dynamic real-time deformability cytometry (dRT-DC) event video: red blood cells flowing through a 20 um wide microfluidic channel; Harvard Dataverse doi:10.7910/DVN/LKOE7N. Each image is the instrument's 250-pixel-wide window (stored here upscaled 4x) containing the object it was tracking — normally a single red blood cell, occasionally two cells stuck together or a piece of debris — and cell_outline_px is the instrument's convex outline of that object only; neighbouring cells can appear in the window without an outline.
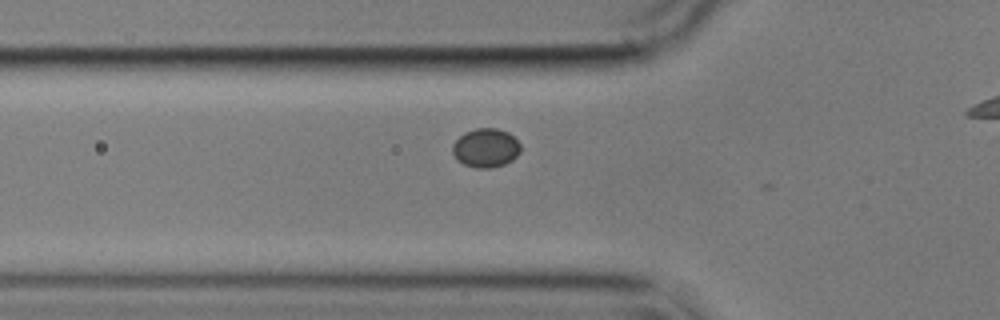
{"species": "common noctule bat (a hibernating species)", "species_latin": "Nyctalus noctula", "temperature_condition": "cold", "stored_images_in_passage": 18, "camera_frame_rate_fps": 3000, "um_per_image_px": 0.085, "animal": {"sex": "male", "body_mass_g": 17.9}, "frame": {"image": 1, "passage_image": 3, "time_ms": 0.667, "image_size_px": [1000, 320], "cell_outline_px": [[520, 152], [512, 160], [504, 164], [492, 168], [476, 168], [464, 164], [456, 160], [452, 152], [452, 144], [464, 132], [476, 128], [496, 128], [508, 132], [520, 144]], "centroid_in_image_um": [41.27, 12.57], "position_along_channel_um": 84.5, "area_um2": 15.49}}
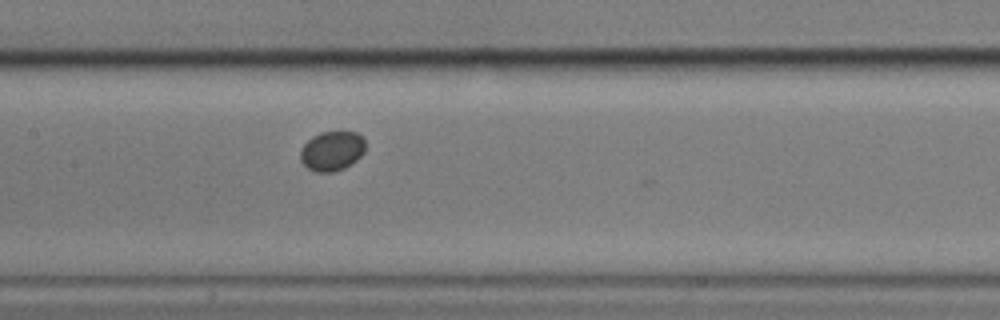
{"frame": {"image": 2, "passage_image": 11, "time_ms": 3.333, "image_size_px": [1000, 320], "cell_outline_px": [[364, 152], [356, 160], [344, 168], [332, 172], [316, 172], [308, 168], [300, 160], [300, 152], [304, 144], [312, 136], [320, 132], [356, 132], [364, 136]], "centroid_in_image_um": [28.21, 12.82], "position_along_channel_um": 179.2, "area_um2": 14.97}}
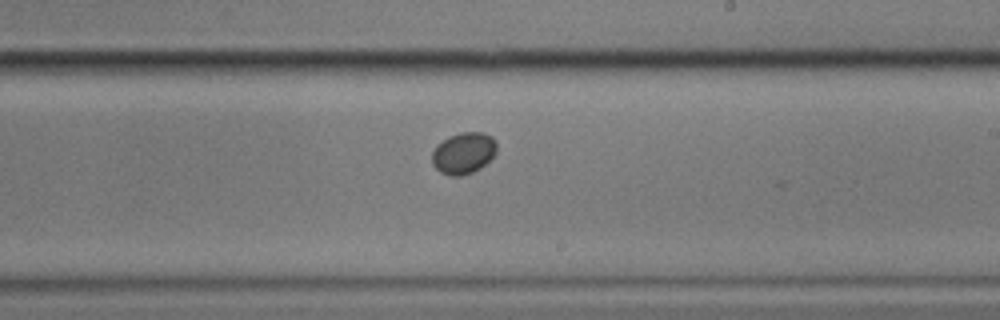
{"frame": {"image": 3, "passage_image": 17, "time_ms": 5.333, "image_size_px": [1000, 320], "cell_outline_px": [[496, 152], [480, 168], [472, 172], [460, 176], [452, 176], [440, 172], [432, 164], [432, 152], [436, 144], [448, 136], [460, 132], [484, 132], [492, 136], [496, 140]], "centroid_in_image_um": [39.38, 12.99], "position_along_channel_um": 249.6, "area_um2": 15.72}}